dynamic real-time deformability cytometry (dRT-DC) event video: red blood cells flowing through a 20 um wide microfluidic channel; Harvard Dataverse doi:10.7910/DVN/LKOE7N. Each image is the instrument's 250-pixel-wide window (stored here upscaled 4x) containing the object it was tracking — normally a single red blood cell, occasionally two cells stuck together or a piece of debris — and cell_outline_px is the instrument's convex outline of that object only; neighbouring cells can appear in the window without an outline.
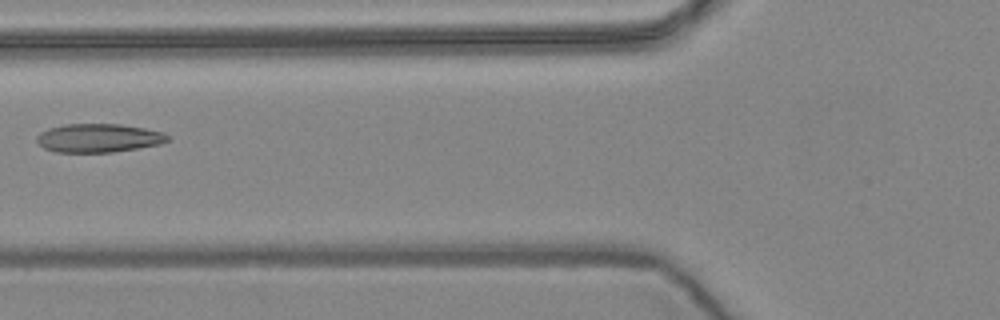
{"species": "common noctule bat (a hibernating species)", "species_latin": "Nyctalus noctula", "temperature_condition": "warm", "stored_images_in_passage": 9, "camera_frame_rate_fps": 3000, "um_per_image_px": 0.085, "animal": {"sex": "female", "body_mass_g": 24.6, "forearm_length_mm": 56.2}, "frame": {"image": 1, "passage_image": 6, "time_ms": 1.667, "image_size_px": [1000, 320], "cell_outline_px": [[168, 140], [160, 144], [112, 152], [56, 152], [44, 148], [36, 140], [36, 136], [40, 132], [48, 128], [64, 124], [120, 124], [144, 128], [164, 132], [168, 136]], "centroid_in_image_um": [8.35, 11.72], "position_along_channel_um": 117.5, "area_um2": 21.73}}
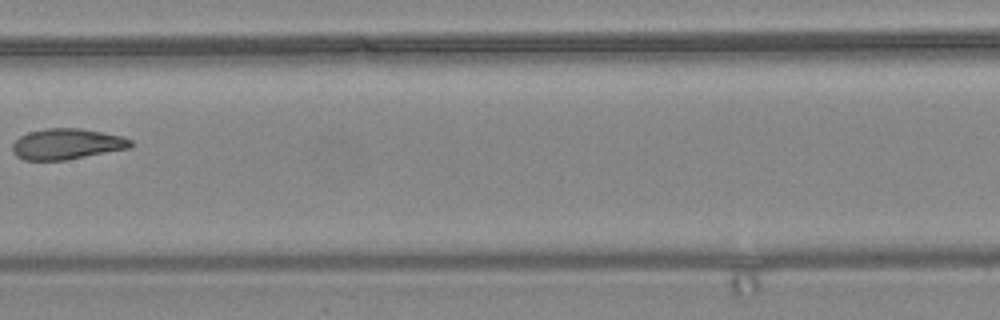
{"frame": {"image": 2, "passage_image": 8, "time_ms": 2.333, "image_size_px": [1000, 320], "cell_outline_px": [[132, 144], [128, 148], [64, 160], [24, 160], [16, 156], [12, 152], [12, 144], [20, 136], [28, 132], [48, 128], [80, 128], [120, 136], [132, 140]], "centroid_in_image_um": [5.62, 12.24], "position_along_channel_um": 201.8, "area_um2": 20.92}}
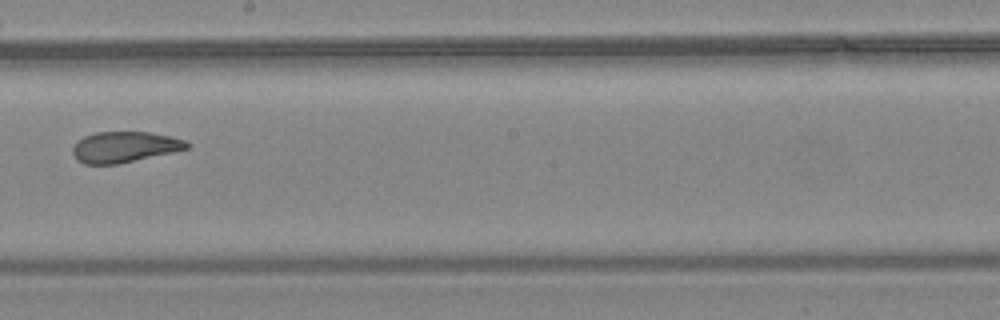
{"frame": {"image": 3, "passage_image": 9, "time_ms": 2.667, "image_size_px": [1000, 320], "cell_outline_px": [[192, 144], [188, 148], [172, 152], [116, 164], [84, 164], [76, 160], [72, 152], [72, 148], [84, 136], [96, 132], [148, 132], [168, 136], [184, 140]], "centroid_in_image_um": [10.56, 12.49], "position_along_channel_um": 237.6, "area_um2": 20.23}}